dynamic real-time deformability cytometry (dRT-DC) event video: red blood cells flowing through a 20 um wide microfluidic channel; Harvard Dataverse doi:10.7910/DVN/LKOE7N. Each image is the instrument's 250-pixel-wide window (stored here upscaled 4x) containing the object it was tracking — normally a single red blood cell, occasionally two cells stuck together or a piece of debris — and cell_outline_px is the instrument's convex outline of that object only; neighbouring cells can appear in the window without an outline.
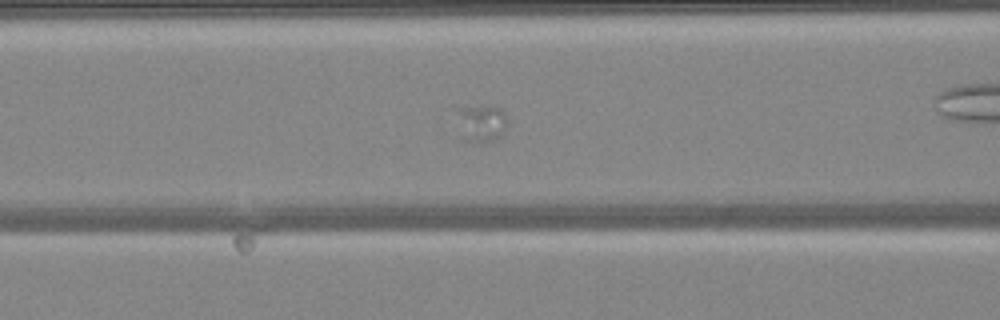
{"species": "common noctule bat (a hibernating species)", "species_latin": "Nyctalus noctula", "temperature_condition": "warm", "stored_images_in_passage": 47, "segment_of_instrument_passage": [2, 3], "camera_frame_rate_fps": 3000, "um_per_image_px": 0.085, "animal": {"sex": "female", "body_mass_g": 24.6, "forearm_length_mm": 56.2}, "frame": {"image": 1, "passage_image": 17, "time_ms": 5.333, "image_size_px": [1000, 320], "cell_outline_px": [[508, 124], [504, 132], [496, 140], [480, 144], [460, 140], [456, 108], [492, 104], [496, 104], [504, 112], [508, 120]], "centroid_in_image_um": [40.91, 10.48], "position_along_channel_um": 125.7, "area_um2": 11.91}}